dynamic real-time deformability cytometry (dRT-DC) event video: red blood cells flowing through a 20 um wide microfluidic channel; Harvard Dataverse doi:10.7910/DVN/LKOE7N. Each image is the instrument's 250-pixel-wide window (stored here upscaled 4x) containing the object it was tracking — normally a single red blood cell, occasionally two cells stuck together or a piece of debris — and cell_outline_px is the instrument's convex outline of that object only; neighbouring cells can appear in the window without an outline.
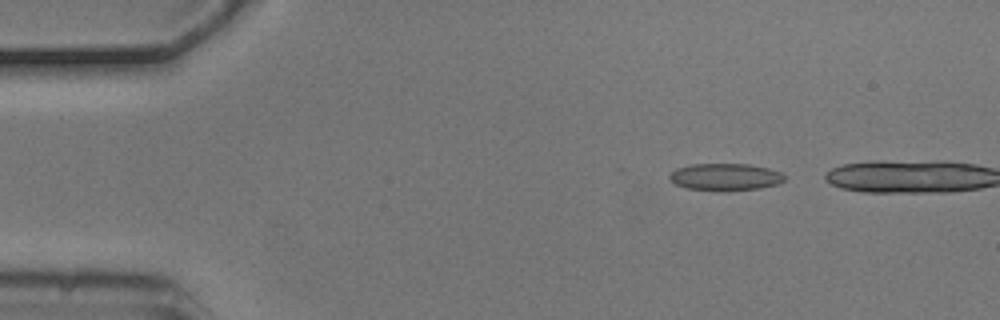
{"species": "common noctule bat (a hibernating species)", "species_latin": "Nyctalus noctula", "temperature_condition": "cold", "stored_images_in_passage": 3, "camera_frame_rate_fps": 3000, "um_per_image_px": 0.085, "animal": {"sex": "male", "body_mass_g": 20.5, "forearm_length_mm": 52.5}, "frame": {"image": 1, "passage_image": 1, "time_ms": 0.0, "image_size_px": [1000, 320], "cell_outline_px": [[784, 180], [780, 184], [760, 188], [728, 192], [720, 192], [688, 188], [676, 184], [668, 176], [676, 168], [692, 164], [748, 164], [768, 168], [780, 172], [784, 176]], "centroid_in_image_um": [61.67, 15.06], "position_along_channel_um": 23.3, "area_um2": 18.38}}